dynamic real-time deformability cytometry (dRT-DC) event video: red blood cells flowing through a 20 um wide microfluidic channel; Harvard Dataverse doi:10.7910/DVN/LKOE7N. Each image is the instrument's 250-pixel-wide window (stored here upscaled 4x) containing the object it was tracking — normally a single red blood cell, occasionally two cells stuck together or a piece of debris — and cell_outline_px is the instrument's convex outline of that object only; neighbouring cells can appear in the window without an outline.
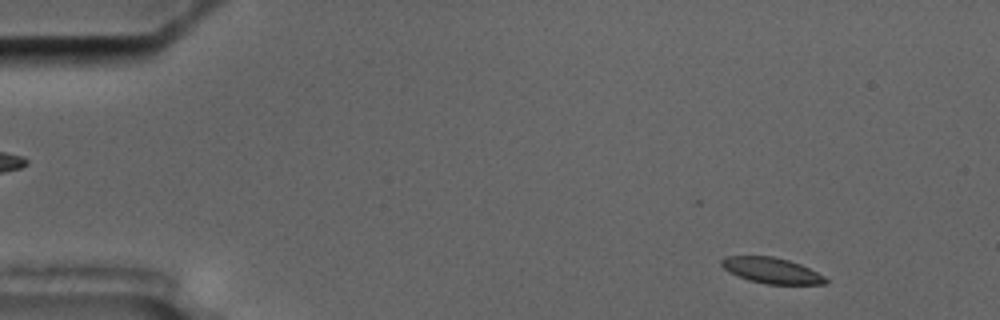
{"species": "common noctule bat (a hibernating species)", "species_latin": "Nyctalus noctula", "temperature_condition": "cold", "stored_images_in_passage": 4, "camera_frame_rate_fps": 3000, "um_per_image_px": 0.085, "animal": {"sex": "male", "body_mass_g": 17.5, "forearm_length_mm": 52.3}, "frame": {"image": 1, "passage_image": 1, "time_ms": 0.0, "image_size_px": [1000, 320], "cell_outline_px": [[828, 280], [824, 284], [764, 284], [748, 280], [728, 272], [720, 264], [720, 260], [724, 256], [772, 256], [788, 260], [800, 264], [824, 276]], "centroid_in_image_um": [65.53, 22.99], "position_along_channel_um": 19.5, "area_um2": 15.61}}
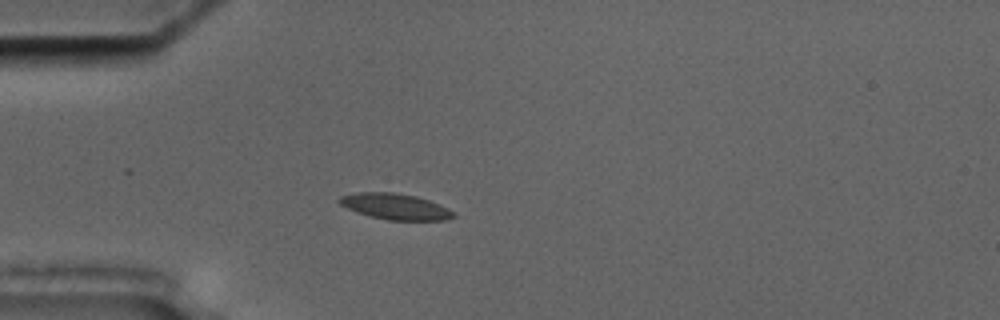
{"frame": {"image": 2, "passage_image": 3, "time_ms": 3.333, "image_size_px": [1000, 320], "cell_outline_px": [[456, 216], [444, 220], [388, 220], [356, 212], [340, 204], [336, 200], [340, 196], [356, 192], [392, 192], [416, 196], [440, 204], [456, 212]], "centroid_in_image_um": [33.6, 17.55], "position_along_channel_um": 51.4, "area_um2": 17.28}}